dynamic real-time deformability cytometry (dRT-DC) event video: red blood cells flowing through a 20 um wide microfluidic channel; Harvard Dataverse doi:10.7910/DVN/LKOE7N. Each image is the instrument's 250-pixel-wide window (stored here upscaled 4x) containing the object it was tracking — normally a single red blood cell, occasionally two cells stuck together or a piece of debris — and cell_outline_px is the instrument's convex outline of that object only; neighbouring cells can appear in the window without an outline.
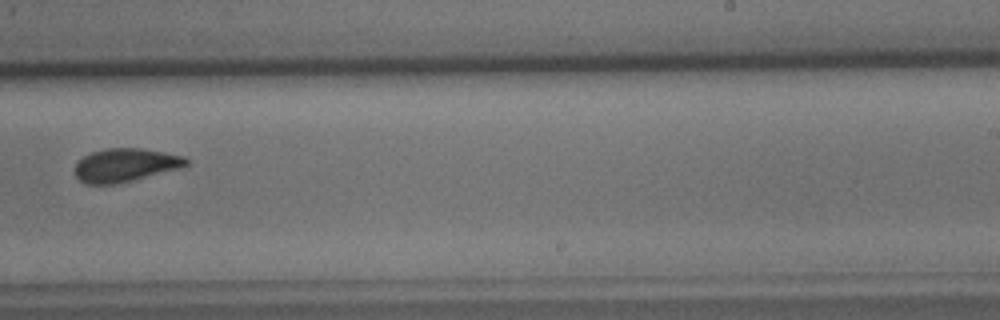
{"species": "common noctule bat (a hibernating species)", "species_latin": "Nyctalus noctula", "temperature_condition": "cold", "stored_images_in_passage": 6, "camera_frame_rate_fps": 3000, "um_per_image_px": 0.085, "animal": {"sex": "male", "body_mass_g": 15.6}, "frame": {"image": 1, "passage_image": 6, "time_ms": 6.667, "image_size_px": [1000, 320], "cell_outline_px": [[188, 164], [180, 168], [132, 180], [112, 184], [84, 184], [76, 176], [72, 168], [76, 160], [92, 152], [108, 148], [140, 148], [164, 152], [184, 156], [188, 160]], "centroid_in_image_um": [10.59, 14.03], "position_along_channel_um": 278.4, "area_um2": 21.68}}